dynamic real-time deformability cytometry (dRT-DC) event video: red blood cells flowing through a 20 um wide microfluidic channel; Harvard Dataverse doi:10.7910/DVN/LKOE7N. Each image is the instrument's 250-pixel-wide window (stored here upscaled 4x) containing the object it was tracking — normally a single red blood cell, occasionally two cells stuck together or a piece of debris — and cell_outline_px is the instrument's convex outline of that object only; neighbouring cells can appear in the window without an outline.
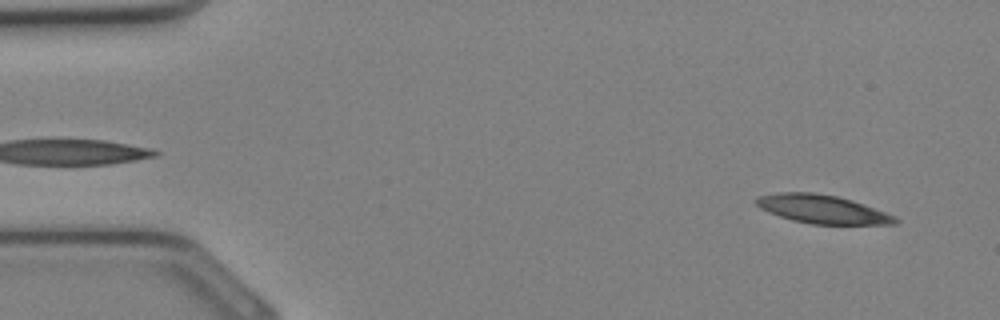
{"species": "Egyptian fruit bat (a non-hibernating species)", "species_latin": "Rousettus aegyptiacus", "temperature_condition": "cold", "stored_images_in_passage": 8, "camera_frame_rate_fps": 3000, "um_per_image_px": 0.085, "animal": {"sex": "female"}, "frame": {"image": 1, "passage_image": 2, "time_ms": 0.333, "image_size_px": [1000, 320], "cell_outline_px": [[900, 220], [896, 224], [812, 224], [792, 220], [768, 212], [760, 208], [756, 204], [756, 196], [780, 192], [812, 192], [836, 196], [852, 200], [896, 216]], "centroid_in_image_um": [69.89, 17.78], "position_along_channel_um": 15.1, "area_um2": 23.0}}